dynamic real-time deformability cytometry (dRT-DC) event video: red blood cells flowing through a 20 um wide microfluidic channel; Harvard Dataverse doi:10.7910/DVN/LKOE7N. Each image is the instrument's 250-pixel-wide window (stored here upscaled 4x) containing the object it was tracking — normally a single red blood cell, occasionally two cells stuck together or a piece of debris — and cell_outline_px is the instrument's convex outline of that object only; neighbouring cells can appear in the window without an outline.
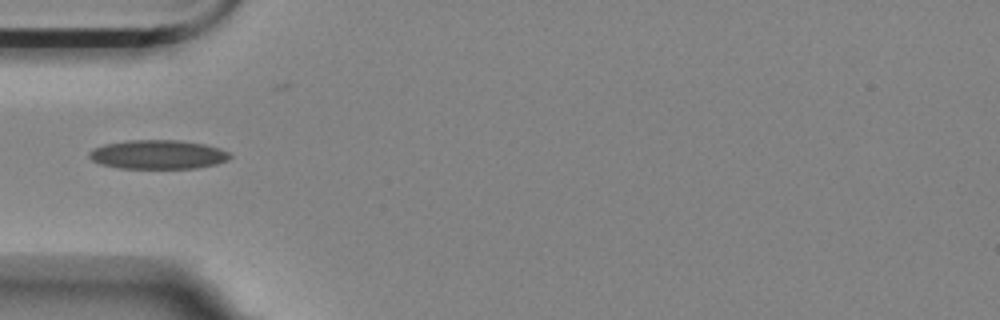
{"species": "Egyptian fruit bat (a non-hibernating species)", "species_latin": "Rousettus aegyptiacus", "temperature_condition": "room temperature", "stored_images_in_passage": 1, "camera_frame_rate_fps": 3000, "um_per_image_px": 0.085, "animal": {"sex": "female"}, "frame": {"image": 1, "passage_image": 1, "time_ms": 0.0, "image_size_px": [1000, 320], "cell_outline_px": [[232, 156], [228, 160], [216, 164], [196, 168], [120, 168], [100, 164], [92, 160], [88, 156], [88, 152], [92, 148], [104, 144], [128, 140], [176, 140], [204, 144], [220, 148], [228, 152]], "centroid_in_image_um": [13.4, 13.13], "position_along_channel_um": 71.6, "area_um2": 23.87}}